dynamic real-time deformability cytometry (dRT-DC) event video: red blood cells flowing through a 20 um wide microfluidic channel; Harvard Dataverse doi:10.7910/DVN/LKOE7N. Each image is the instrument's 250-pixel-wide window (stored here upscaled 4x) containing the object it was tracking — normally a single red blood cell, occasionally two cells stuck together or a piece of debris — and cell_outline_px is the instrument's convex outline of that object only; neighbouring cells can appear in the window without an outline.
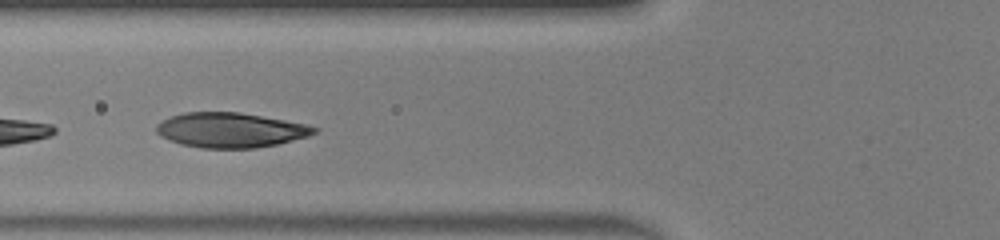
{"species": "human", "species_latin": "Homo sapiens", "temperature_condition": "warm", "stored_images_in_passage": 34, "camera_frame_rate_fps": 3000, "um_per_image_px": 0.085, "donor": {"sex": "male"}, "frame": {"image": 1, "passage_image": 5, "time_ms": 1.333, "image_size_px": [1000, 240], "cell_outline_px": [[320, 128], [316, 132], [308, 136], [276, 144], [256, 148], [200, 148], [180, 144], [160, 136], [156, 132], [156, 124], [172, 116], [184, 112], [240, 112], [284, 120], [304, 124]], "centroid_in_image_um": [19.57, 11.06], "position_along_channel_um": 106.2, "area_um2": 31.91}}
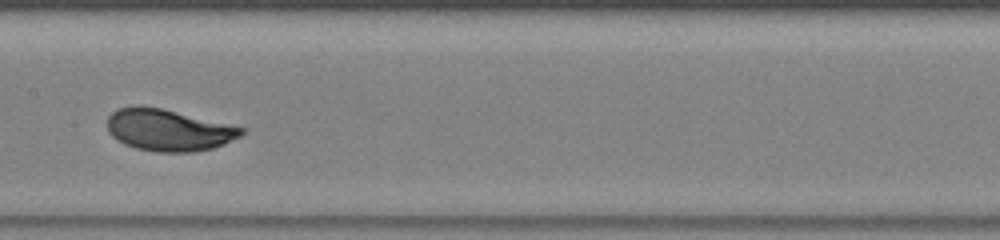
{"frame": {"image": 2, "passage_image": 11, "time_ms": 3.333, "image_size_px": [1000, 240], "cell_outline_px": [[244, 132], [240, 136], [224, 144], [212, 148], [192, 152], [156, 152], [136, 148], [124, 144], [112, 136], [108, 132], [108, 116], [116, 108], [136, 104], [140, 104], [160, 108], [244, 128]], "centroid_in_image_um": [14.26, 11.04], "position_along_channel_um": 193.1, "area_um2": 32.54}}
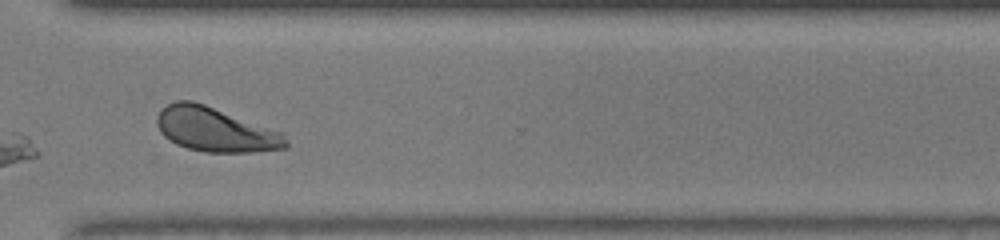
{"frame": {"image": 3, "passage_image": 22, "time_ms": 7.0, "image_size_px": [1000, 240], "cell_outline_px": [[288, 148], [252, 152], [204, 152], [188, 148], [176, 144], [164, 136], [160, 132], [156, 124], [156, 116], [160, 108], [176, 100], [192, 100], [204, 104], [280, 132], [288, 140]], "centroid_in_image_um": [18.25, 11.02], "position_along_channel_um": 352.4, "area_um2": 33.12}, "authors_computed_cell_mechanics": {"area_um2": 33.1194, "velocity_mm_per_s": 4.3444, "shape_relaxation_time_tau1_ms": 2.1738, "shape_relaxation_time_tau2_ms": 0.6363, "deformation_change_tau1": 0.151, "deformation_change_tau2": 0.0481}}